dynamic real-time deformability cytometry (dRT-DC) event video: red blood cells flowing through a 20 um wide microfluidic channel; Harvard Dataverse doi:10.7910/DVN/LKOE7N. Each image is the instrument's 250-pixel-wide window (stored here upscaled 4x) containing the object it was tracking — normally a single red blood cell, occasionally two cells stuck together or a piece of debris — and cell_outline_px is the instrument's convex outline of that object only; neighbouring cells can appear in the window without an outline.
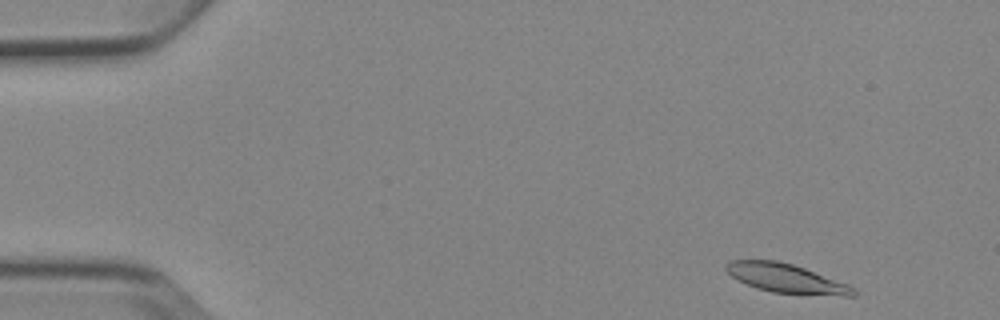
{"species": "Egyptian fruit bat (a non-hibernating species)", "species_latin": "Rousettus aegyptiacus", "temperature_condition": "cold", "stored_images_in_passage": 4, "camera_frame_rate_fps": 3000, "um_per_image_px": 0.085, "animal": {"sex": "female"}, "frame": {"image": 1, "passage_image": 1, "time_ms": 0.0, "image_size_px": [1000, 320], "cell_outline_px": [[856, 296], [844, 296], [772, 292], [756, 288], [732, 276], [724, 268], [724, 264], [732, 260], [776, 260], [792, 264], [804, 268], [848, 284], [856, 288]], "centroid_in_image_um": [66.84, 23.66], "position_along_channel_um": 18.2, "area_um2": 21.33}}
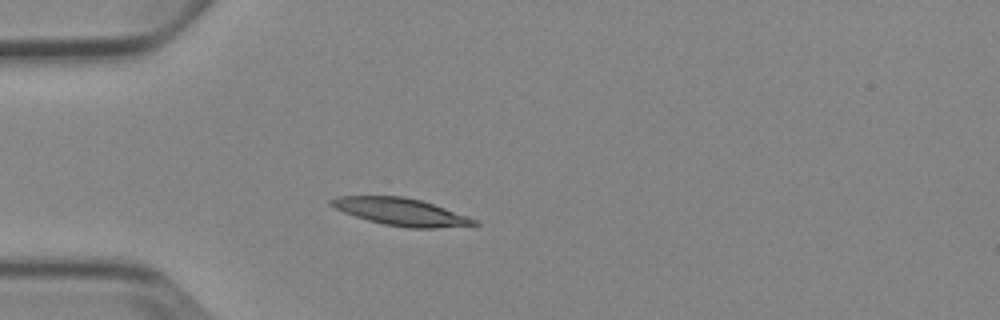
{"frame": {"image": 2, "passage_image": 4, "time_ms": 3.333, "image_size_px": [1000, 320], "cell_outline_px": [[480, 224], [436, 228], [408, 228], [384, 224], [368, 220], [344, 212], [328, 204], [328, 200], [336, 196], [404, 196], [420, 200], [468, 216], [476, 220]], "centroid_in_image_um": [34.04, 18.0], "position_along_channel_um": 51.0, "area_um2": 22.54}}